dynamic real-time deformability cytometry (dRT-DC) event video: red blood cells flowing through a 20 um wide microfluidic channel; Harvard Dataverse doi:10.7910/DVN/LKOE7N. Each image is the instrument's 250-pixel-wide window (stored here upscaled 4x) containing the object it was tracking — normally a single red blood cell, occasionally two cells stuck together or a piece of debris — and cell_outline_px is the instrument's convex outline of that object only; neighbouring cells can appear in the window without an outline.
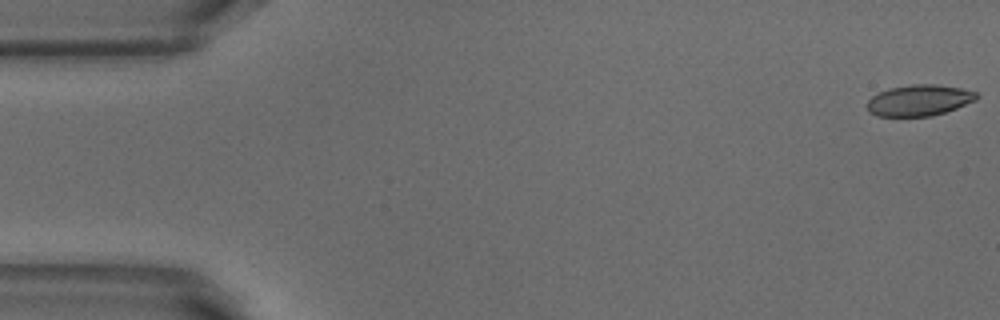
{"species": "common noctule bat (a hibernating species)", "species_latin": "Nyctalus noctula", "temperature_condition": "warm", "stored_images_in_passage": 52, "camera_frame_rate_fps": 3000, "um_per_image_px": 0.085, "animal": {"sex": "male", "body_mass_g": 18.8}, "frame": {"image": 1, "passage_image": 1, "time_ms": 0.0, "image_size_px": [1000, 320], "cell_outline_px": [[980, 96], [976, 100], [956, 108], [932, 116], [876, 116], [868, 112], [868, 100], [872, 96], [888, 88], [912, 84], [936, 84], [960, 88], [976, 92]], "centroid_in_image_um": [78.13, 8.52], "position_along_channel_um": 6.9, "area_um2": 19.83}}
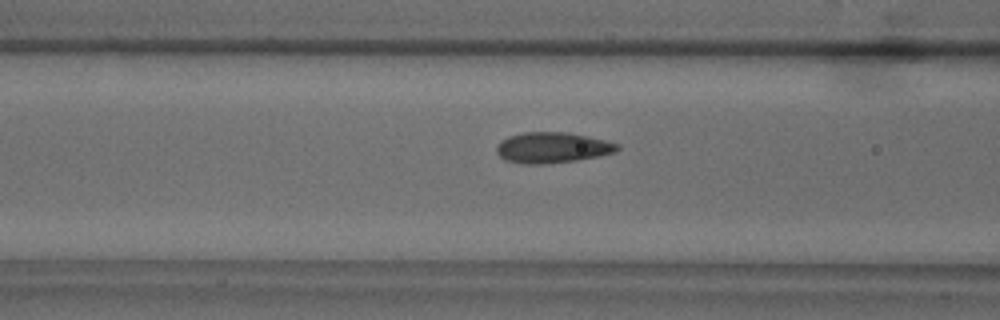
{"frame": {"image": 2, "passage_image": 20, "time_ms": 6.333, "image_size_px": [1000, 320], "cell_outline_px": [[620, 148], [616, 152], [600, 156], [576, 160], [544, 164], [524, 164], [504, 160], [496, 152], [496, 148], [500, 140], [508, 136], [524, 132], [568, 132], [588, 136], [620, 144]], "centroid_in_image_um": [46.94, 12.54], "position_along_channel_um": 119.7, "area_um2": 21.79}}
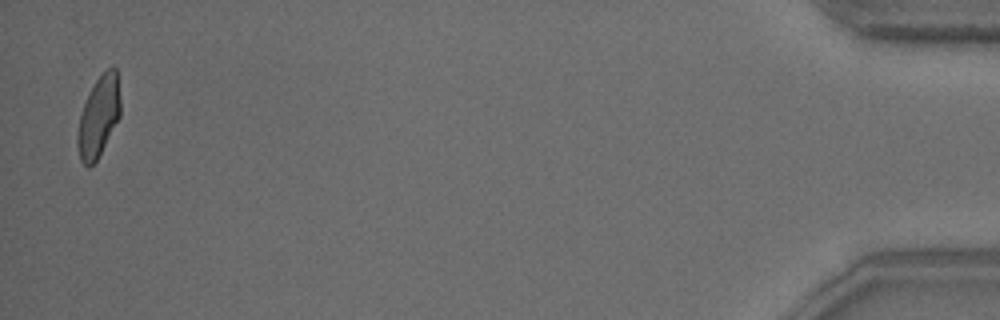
{"frame": {"image": 3, "passage_image": 51, "time_ms": 16.667, "image_size_px": [1000, 320], "cell_outline_px": [[120, 116], [96, 160], [88, 168], [80, 160], [76, 144], [76, 136], [80, 116], [84, 104], [96, 80], [112, 64], [116, 68], [120, 100]], "centroid_in_image_um": [8.37, 9.92], "position_along_channel_um": 426.8, "area_um2": 19.83}, "authors_computed_cell_mechanics": {"area_um2": 20.7791, "velocity_mm_per_s": 3.8706, "shape_relaxation_time_tau1_ms": 5.9702, "shape_relaxation_time_tau2_ms": 0.9545, "deformation_change_tau1": 0.1697, "deformation_change_tau2": 0.047}}